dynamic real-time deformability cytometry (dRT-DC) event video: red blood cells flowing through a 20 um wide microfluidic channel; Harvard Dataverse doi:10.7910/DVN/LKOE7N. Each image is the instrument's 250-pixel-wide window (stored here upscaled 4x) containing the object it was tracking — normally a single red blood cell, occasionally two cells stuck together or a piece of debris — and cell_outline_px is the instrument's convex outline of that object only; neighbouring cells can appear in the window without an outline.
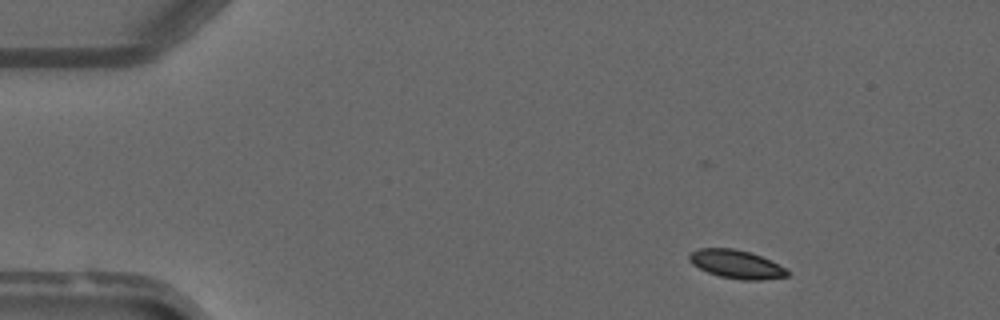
{"species": "common noctule bat (a hibernating species)", "species_latin": "Nyctalus noctula", "temperature_condition": "warm", "stored_images_in_passage": 4, "segment_of_instrument_passage": [1, 2], "camera_frame_rate_fps": 3000, "um_per_image_px": 0.085, "animal": {"sex": "male", "forearm_length_mm": 52.5}, "frame": {"image": 1, "passage_image": 1, "time_ms": 0.0, "image_size_px": [1000, 320], "cell_outline_px": [[788, 276], [760, 280], [744, 280], [720, 276], [708, 272], [692, 264], [688, 260], [688, 256], [692, 252], [700, 248], [732, 248], [752, 252], [788, 268]], "centroid_in_image_um": [62.61, 22.45], "position_along_channel_um": 22.4, "area_um2": 16.24}}